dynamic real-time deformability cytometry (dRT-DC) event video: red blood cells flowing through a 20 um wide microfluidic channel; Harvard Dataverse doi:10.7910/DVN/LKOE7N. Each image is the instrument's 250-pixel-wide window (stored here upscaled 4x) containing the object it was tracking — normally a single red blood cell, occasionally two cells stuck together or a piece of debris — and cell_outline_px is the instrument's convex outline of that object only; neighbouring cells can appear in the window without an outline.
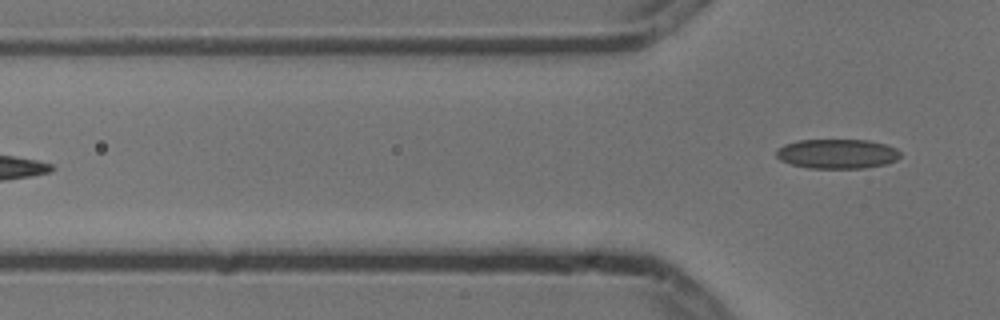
{"species": "common noctule bat (a hibernating species)", "species_latin": "Nyctalus noctula", "temperature_condition": "cold", "stored_images_in_passage": 6, "camera_frame_rate_fps": 3000, "um_per_image_px": 0.085, "animal": {"sex": "male", "body_mass_g": 13.3}, "frame": {"image": 1, "passage_image": 6, "time_ms": 1.667, "image_size_px": [1000, 320], "cell_outline_px": [[900, 156], [896, 160], [884, 164], [864, 168], [808, 168], [792, 164], [780, 160], [776, 156], [776, 148], [784, 144], [800, 140], [868, 140], [884, 144], [896, 148], [900, 152]], "centroid_in_image_um": [71.13, 13.07], "position_along_channel_um": 54.7, "area_um2": 21.33}}